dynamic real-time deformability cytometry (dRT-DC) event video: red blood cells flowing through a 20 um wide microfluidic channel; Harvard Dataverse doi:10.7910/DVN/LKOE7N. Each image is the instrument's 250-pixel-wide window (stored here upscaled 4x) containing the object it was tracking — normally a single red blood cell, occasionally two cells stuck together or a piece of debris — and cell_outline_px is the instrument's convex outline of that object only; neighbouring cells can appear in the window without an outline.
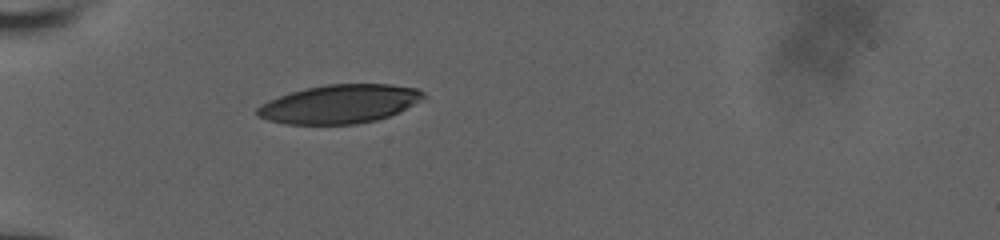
{"species": "human", "species_latin": "Homo sapiens", "temperature_condition": "room temperature", "stored_images_in_passage": 3, "camera_frame_rate_fps": 3000, "um_per_image_px": 0.085, "donor": {"sex": "male"}, "frame": {"image": 1, "passage_image": 1, "time_ms": 0.0, "image_size_px": [1000, 240], "cell_outline_px": [[428, 96], [400, 112], [376, 120], [356, 124], [284, 124], [268, 120], [256, 116], [256, 108], [260, 104], [268, 100], [292, 92], [308, 88], [328, 84], [392, 84], [416, 88], [424, 92]], "centroid_in_image_um": [28.88, 8.84], "position_along_channel_um": 56.1, "area_um2": 37.51}}